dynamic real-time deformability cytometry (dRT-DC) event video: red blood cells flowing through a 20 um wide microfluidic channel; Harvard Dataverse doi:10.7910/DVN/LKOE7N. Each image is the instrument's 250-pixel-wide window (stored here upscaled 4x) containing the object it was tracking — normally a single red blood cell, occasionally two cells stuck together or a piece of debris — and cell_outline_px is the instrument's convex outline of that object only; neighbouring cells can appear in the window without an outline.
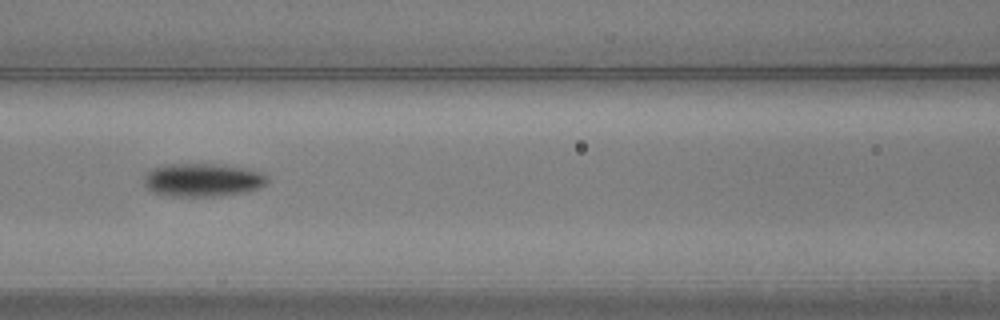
{"species": "common noctule bat (a hibernating species)", "species_latin": "Nyctalus noctula", "temperature_condition": "warm", "stored_images_in_passage": 17, "camera_frame_rate_fps": 3000, "um_per_image_px": 0.085, "animal": {"sex": "male", "body_mass_g": 20.5, "forearm_length_mm": 52.5}, "frame": {"image": 1, "passage_image": 8, "time_ms": 2.333, "image_size_px": [1000, 320], "cell_outline_px": [[268, 180], [264, 184], [256, 188], [244, 192], [216, 196], [172, 196], [152, 192], [144, 184], [144, 180], [148, 172], [152, 168], [168, 164], [224, 164], [244, 168], [260, 172], [268, 176]], "centroid_in_image_um": [17.21, 15.29], "position_along_channel_um": 149.4, "area_um2": 23.7}}